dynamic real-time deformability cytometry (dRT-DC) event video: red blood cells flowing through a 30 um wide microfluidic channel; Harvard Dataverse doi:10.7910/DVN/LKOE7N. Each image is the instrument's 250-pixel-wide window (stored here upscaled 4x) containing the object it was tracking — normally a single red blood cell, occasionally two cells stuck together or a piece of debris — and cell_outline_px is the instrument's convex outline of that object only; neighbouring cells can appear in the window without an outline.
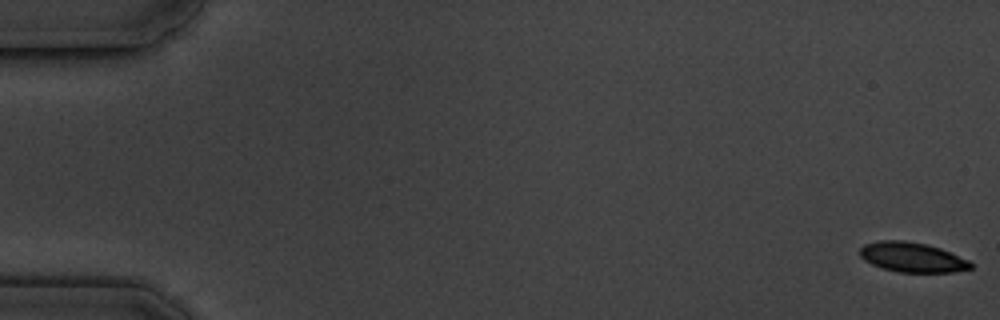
{"species": "common noctule bat (a hibernating species)", "species_latin": "Nyctalus noctula", "temperature_condition": "cold", "stored_images_in_passage": 6, "camera_frame_rate_fps": 3000, "um_per_image_px": 0.085, "animal": {"sex": "male", "body_mass_g": 19.5, "forearm_length_mm": 54.6}, "frame": {"image": 1, "passage_image": 1, "time_ms": 0.0, "image_size_px": [1000, 320], "cell_outline_px": [[972, 268], [952, 272], [900, 272], [884, 268], [872, 264], [864, 260], [860, 256], [860, 248], [864, 244], [880, 240], [904, 240], [924, 244], [940, 248], [968, 260], [972, 264]], "centroid_in_image_um": [77.51, 21.86], "position_along_channel_um": 7.5, "area_um2": 19.02}}
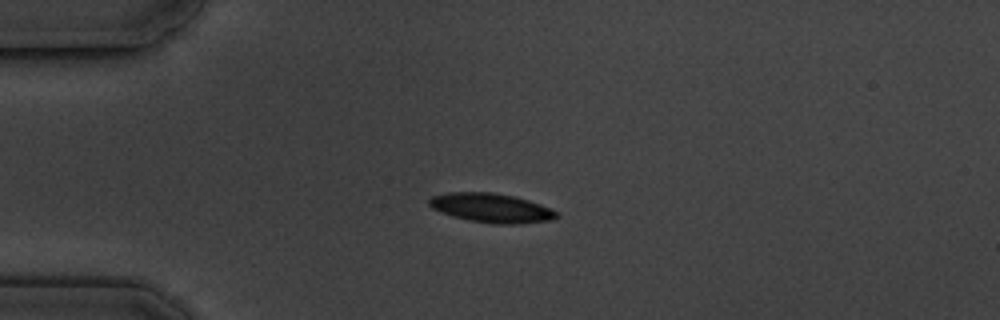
{"frame": {"image": 2, "passage_image": 5, "time_ms": 4.667, "image_size_px": [1000, 320], "cell_outline_px": [[560, 216], [552, 220], [516, 224], [496, 224], [468, 220], [452, 216], [440, 212], [432, 208], [428, 204], [428, 200], [432, 196], [448, 192], [492, 192], [516, 196], [540, 204], [556, 212]], "centroid_in_image_um": [41.74, 17.67], "position_along_channel_um": 43.3, "area_um2": 21.73}}